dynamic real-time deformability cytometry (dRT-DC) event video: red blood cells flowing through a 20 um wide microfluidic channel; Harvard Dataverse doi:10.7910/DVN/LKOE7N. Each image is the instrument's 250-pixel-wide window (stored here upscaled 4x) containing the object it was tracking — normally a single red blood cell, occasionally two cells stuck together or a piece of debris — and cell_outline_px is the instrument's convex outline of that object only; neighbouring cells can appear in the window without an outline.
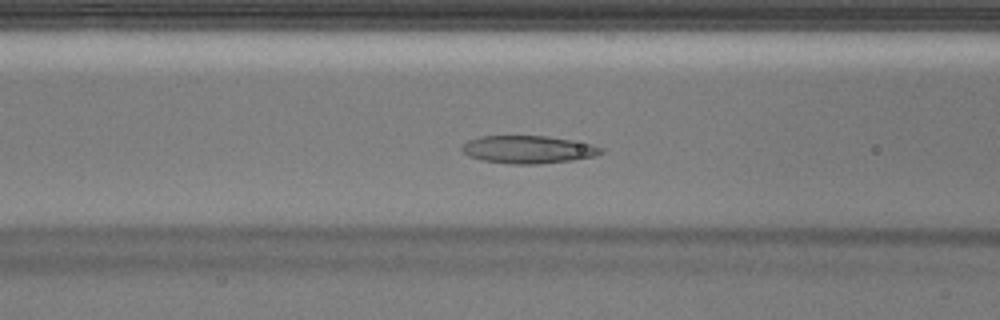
{"species": "Egyptian fruit bat (a non-hibernating species)", "species_latin": "Rousettus aegyptiacus", "temperature_condition": "warm", "stored_images_in_passage": 30, "camera_frame_rate_fps": 3000, "um_per_image_px": 0.085, "animal": {"sex": "male"}, "frame": {"image": 1, "passage_image": 5, "time_ms": 1.333, "image_size_px": [1000, 320], "cell_outline_px": [[604, 152], [596, 156], [572, 160], [540, 164], [512, 164], [480, 160], [468, 156], [460, 148], [468, 140], [480, 136], [548, 136], [572, 140], [592, 144], [604, 148]], "centroid_in_image_um": [44.91, 12.71], "position_along_channel_um": 121.7, "area_um2": 22.66}}